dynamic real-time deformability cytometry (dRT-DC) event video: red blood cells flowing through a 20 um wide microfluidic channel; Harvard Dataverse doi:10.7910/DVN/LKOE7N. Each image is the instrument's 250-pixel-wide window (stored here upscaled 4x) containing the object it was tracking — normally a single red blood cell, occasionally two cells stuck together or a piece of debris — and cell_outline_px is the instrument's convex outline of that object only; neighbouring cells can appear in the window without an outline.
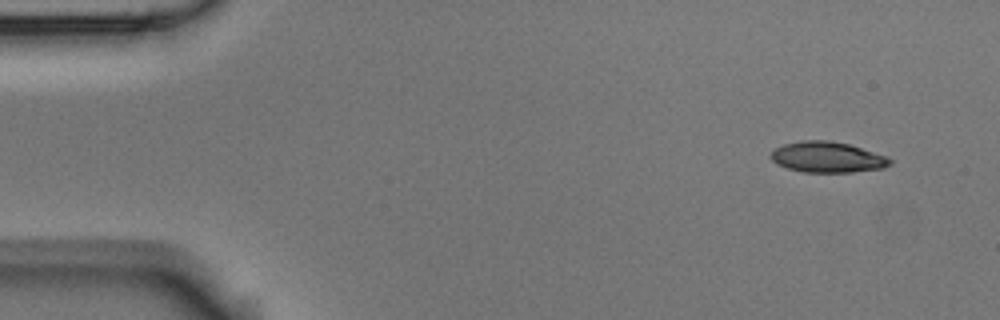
{"species": "Egyptian fruit bat (a non-hibernating species)", "species_latin": "Rousettus aegyptiacus", "temperature_condition": "room temperature", "stored_images_in_passage": 5, "camera_frame_rate_fps": 3000, "um_per_image_px": 0.085, "animal": {"sex": "male"}, "frame": {"image": 1, "passage_image": 1, "time_ms": 0.0, "image_size_px": [1000, 320], "cell_outline_px": [[892, 164], [884, 168], [852, 172], [804, 172], [788, 168], [776, 164], [772, 160], [772, 152], [776, 148], [784, 144], [800, 140], [828, 140], [848, 144], [888, 156], [892, 160]], "centroid_in_image_um": [70.36, 13.36], "position_along_channel_um": 14.6, "area_um2": 21.33}}
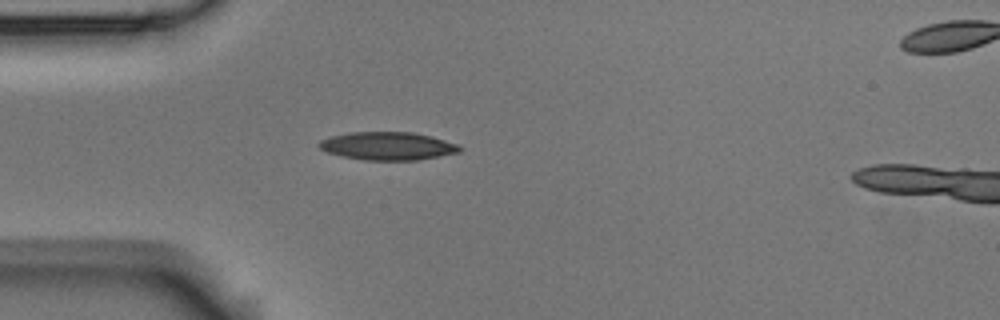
{"frame": {"image": 2, "passage_image": 4, "time_ms": 1.0, "image_size_px": [1000, 320], "cell_outline_px": [[464, 148], [460, 152], [440, 156], [416, 160], [364, 160], [344, 156], [328, 152], [320, 148], [316, 144], [320, 140], [328, 136], [348, 132], [412, 132], [432, 136], [460, 144]], "centroid_in_image_um": [32.98, 12.4], "position_along_channel_um": 52.0, "area_um2": 23.24}}